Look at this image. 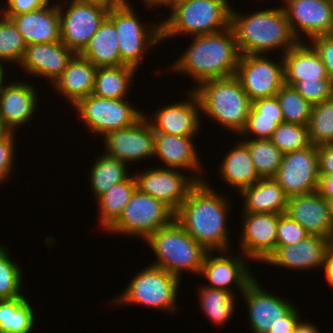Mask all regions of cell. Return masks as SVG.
<instances>
[{
  "mask_svg": "<svg viewBox=\"0 0 333 333\" xmlns=\"http://www.w3.org/2000/svg\"><path fill=\"white\" fill-rule=\"evenodd\" d=\"M207 183L198 182L189 191L175 219L207 251H227L232 247L227 224L232 203Z\"/></svg>",
  "mask_w": 333,
  "mask_h": 333,
  "instance_id": "1",
  "label": "cell"
},
{
  "mask_svg": "<svg viewBox=\"0 0 333 333\" xmlns=\"http://www.w3.org/2000/svg\"><path fill=\"white\" fill-rule=\"evenodd\" d=\"M191 44L168 70L192 78L197 88L201 83L236 74L240 52L231 27L205 35L192 36Z\"/></svg>",
  "mask_w": 333,
  "mask_h": 333,
  "instance_id": "2",
  "label": "cell"
},
{
  "mask_svg": "<svg viewBox=\"0 0 333 333\" xmlns=\"http://www.w3.org/2000/svg\"><path fill=\"white\" fill-rule=\"evenodd\" d=\"M230 27L233 30L240 55H271L282 57L300 41L292 31L282 5L241 14L231 8ZM278 50V51H277Z\"/></svg>",
  "mask_w": 333,
  "mask_h": 333,
  "instance_id": "3",
  "label": "cell"
},
{
  "mask_svg": "<svg viewBox=\"0 0 333 333\" xmlns=\"http://www.w3.org/2000/svg\"><path fill=\"white\" fill-rule=\"evenodd\" d=\"M197 94L201 114L215 123L240 134L244 129L252 101L246 94L239 79L234 75L226 78L211 79L194 89ZM206 115V116H205Z\"/></svg>",
  "mask_w": 333,
  "mask_h": 333,
  "instance_id": "4",
  "label": "cell"
},
{
  "mask_svg": "<svg viewBox=\"0 0 333 333\" xmlns=\"http://www.w3.org/2000/svg\"><path fill=\"white\" fill-rule=\"evenodd\" d=\"M228 0H184L168 9L161 21V42L177 35L184 37L215 33L230 27ZM186 34V35H185Z\"/></svg>",
  "mask_w": 333,
  "mask_h": 333,
  "instance_id": "5",
  "label": "cell"
},
{
  "mask_svg": "<svg viewBox=\"0 0 333 333\" xmlns=\"http://www.w3.org/2000/svg\"><path fill=\"white\" fill-rule=\"evenodd\" d=\"M143 242H147L157 259L150 264L174 274L179 279L184 272L199 276L208 252L176 219L151 233Z\"/></svg>",
  "mask_w": 333,
  "mask_h": 333,
  "instance_id": "6",
  "label": "cell"
},
{
  "mask_svg": "<svg viewBox=\"0 0 333 333\" xmlns=\"http://www.w3.org/2000/svg\"><path fill=\"white\" fill-rule=\"evenodd\" d=\"M129 1L121 0L110 6L107 18L117 30L121 61L139 70L148 51L161 44V21L152 25L140 21L139 14Z\"/></svg>",
  "mask_w": 333,
  "mask_h": 333,
  "instance_id": "7",
  "label": "cell"
},
{
  "mask_svg": "<svg viewBox=\"0 0 333 333\" xmlns=\"http://www.w3.org/2000/svg\"><path fill=\"white\" fill-rule=\"evenodd\" d=\"M131 278L121 294L109 303L122 306L142 305L145 308L158 309L170 314L179 310L177 296L181 279L174 274L149 264Z\"/></svg>",
  "mask_w": 333,
  "mask_h": 333,
  "instance_id": "8",
  "label": "cell"
},
{
  "mask_svg": "<svg viewBox=\"0 0 333 333\" xmlns=\"http://www.w3.org/2000/svg\"><path fill=\"white\" fill-rule=\"evenodd\" d=\"M174 219L175 213L167 205L136 188L122 214L105 233H113V236L124 234L145 240Z\"/></svg>",
  "mask_w": 333,
  "mask_h": 333,
  "instance_id": "9",
  "label": "cell"
},
{
  "mask_svg": "<svg viewBox=\"0 0 333 333\" xmlns=\"http://www.w3.org/2000/svg\"><path fill=\"white\" fill-rule=\"evenodd\" d=\"M126 99H108L91 94L82 98L74 108L89 133L103 137L108 132L133 125L144 115Z\"/></svg>",
  "mask_w": 333,
  "mask_h": 333,
  "instance_id": "10",
  "label": "cell"
},
{
  "mask_svg": "<svg viewBox=\"0 0 333 333\" xmlns=\"http://www.w3.org/2000/svg\"><path fill=\"white\" fill-rule=\"evenodd\" d=\"M61 1H57L60 13V40L75 54H80L107 17L110 6L97 2Z\"/></svg>",
  "mask_w": 333,
  "mask_h": 333,
  "instance_id": "11",
  "label": "cell"
},
{
  "mask_svg": "<svg viewBox=\"0 0 333 333\" xmlns=\"http://www.w3.org/2000/svg\"><path fill=\"white\" fill-rule=\"evenodd\" d=\"M241 296L247 304L248 323L252 333H269L281 322H300L302 319L293 302L268 292L257 277Z\"/></svg>",
  "mask_w": 333,
  "mask_h": 333,
  "instance_id": "12",
  "label": "cell"
},
{
  "mask_svg": "<svg viewBox=\"0 0 333 333\" xmlns=\"http://www.w3.org/2000/svg\"><path fill=\"white\" fill-rule=\"evenodd\" d=\"M269 55H241L235 76L251 101L276 96L284 85L283 58Z\"/></svg>",
  "mask_w": 333,
  "mask_h": 333,
  "instance_id": "13",
  "label": "cell"
},
{
  "mask_svg": "<svg viewBox=\"0 0 333 333\" xmlns=\"http://www.w3.org/2000/svg\"><path fill=\"white\" fill-rule=\"evenodd\" d=\"M134 174L136 188L162 201L174 213L187 198L189 191L198 183L192 176L179 169L152 166ZM188 175V176H187Z\"/></svg>",
  "mask_w": 333,
  "mask_h": 333,
  "instance_id": "14",
  "label": "cell"
},
{
  "mask_svg": "<svg viewBox=\"0 0 333 333\" xmlns=\"http://www.w3.org/2000/svg\"><path fill=\"white\" fill-rule=\"evenodd\" d=\"M273 179L288 197L318 191V147L311 144L304 149L285 153Z\"/></svg>",
  "mask_w": 333,
  "mask_h": 333,
  "instance_id": "15",
  "label": "cell"
},
{
  "mask_svg": "<svg viewBox=\"0 0 333 333\" xmlns=\"http://www.w3.org/2000/svg\"><path fill=\"white\" fill-rule=\"evenodd\" d=\"M227 251H208L204 258L199 277H203L207 283L203 286L234 292L232 285H236L239 293H243L247 286L256 278L250 270L249 261L242 253L234 255ZM243 255V256H242ZM238 256V257H237ZM245 257V258H244Z\"/></svg>",
  "mask_w": 333,
  "mask_h": 333,
  "instance_id": "16",
  "label": "cell"
},
{
  "mask_svg": "<svg viewBox=\"0 0 333 333\" xmlns=\"http://www.w3.org/2000/svg\"><path fill=\"white\" fill-rule=\"evenodd\" d=\"M104 152L127 165L154 158L155 132L143 115L133 125L106 133L102 138Z\"/></svg>",
  "mask_w": 333,
  "mask_h": 333,
  "instance_id": "17",
  "label": "cell"
},
{
  "mask_svg": "<svg viewBox=\"0 0 333 333\" xmlns=\"http://www.w3.org/2000/svg\"><path fill=\"white\" fill-rule=\"evenodd\" d=\"M281 1L285 3H282V7L293 33L300 42L333 34V0Z\"/></svg>",
  "mask_w": 333,
  "mask_h": 333,
  "instance_id": "18",
  "label": "cell"
},
{
  "mask_svg": "<svg viewBox=\"0 0 333 333\" xmlns=\"http://www.w3.org/2000/svg\"><path fill=\"white\" fill-rule=\"evenodd\" d=\"M239 246L245 257L264 263L275 251L277 224L281 214L243 212Z\"/></svg>",
  "mask_w": 333,
  "mask_h": 333,
  "instance_id": "19",
  "label": "cell"
},
{
  "mask_svg": "<svg viewBox=\"0 0 333 333\" xmlns=\"http://www.w3.org/2000/svg\"><path fill=\"white\" fill-rule=\"evenodd\" d=\"M186 95L189 96L187 98L189 100L183 99V101L160 106L151 117L144 114L147 119L149 118L148 121L155 133L197 137L202 127L200 119L203 117L200 116V101L192 89L186 91Z\"/></svg>",
  "mask_w": 333,
  "mask_h": 333,
  "instance_id": "20",
  "label": "cell"
},
{
  "mask_svg": "<svg viewBox=\"0 0 333 333\" xmlns=\"http://www.w3.org/2000/svg\"><path fill=\"white\" fill-rule=\"evenodd\" d=\"M6 80L0 85V119L8 131L16 132L36 114L38 90L28 81L16 80L6 84Z\"/></svg>",
  "mask_w": 333,
  "mask_h": 333,
  "instance_id": "21",
  "label": "cell"
},
{
  "mask_svg": "<svg viewBox=\"0 0 333 333\" xmlns=\"http://www.w3.org/2000/svg\"><path fill=\"white\" fill-rule=\"evenodd\" d=\"M331 244L324 237L308 235L297 244L276 247L264 264L295 271L321 270L325 268L326 254Z\"/></svg>",
  "mask_w": 333,
  "mask_h": 333,
  "instance_id": "22",
  "label": "cell"
},
{
  "mask_svg": "<svg viewBox=\"0 0 333 333\" xmlns=\"http://www.w3.org/2000/svg\"><path fill=\"white\" fill-rule=\"evenodd\" d=\"M195 136H177L166 133H155L154 158L163 162L161 168L187 170L197 182H204L201 175L203 163L196 151ZM200 157V158H199ZM166 166V167H165ZM201 172V173H199ZM192 173H194L192 175ZM196 173V174H195ZM197 175V176H196Z\"/></svg>",
  "mask_w": 333,
  "mask_h": 333,
  "instance_id": "23",
  "label": "cell"
},
{
  "mask_svg": "<svg viewBox=\"0 0 333 333\" xmlns=\"http://www.w3.org/2000/svg\"><path fill=\"white\" fill-rule=\"evenodd\" d=\"M75 55L61 40L52 43L27 45L18 66L33 77L50 80L52 83L63 73Z\"/></svg>",
  "mask_w": 333,
  "mask_h": 333,
  "instance_id": "24",
  "label": "cell"
},
{
  "mask_svg": "<svg viewBox=\"0 0 333 333\" xmlns=\"http://www.w3.org/2000/svg\"><path fill=\"white\" fill-rule=\"evenodd\" d=\"M286 214L300 223L309 235L324 237L333 243L328 201L318 191L289 197Z\"/></svg>",
  "mask_w": 333,
  "mask_h": 333,
  "instance_id": "25",
  "label": "cell"
},
{
  "mask_svg": "<svg viewBox=\"0 0 333 333\" xmlns=\"http://www.w3.org/2000/svg\"><path fill=\"white\" fill-rule=\"evenodd\" d=\"M10 19L27 45L60 41V13L57 1L52 0L48 5L14 15Z\"/></svg>",
  "mask_w": 333,
  "mask_h": 333,
  "instance_id": "26",
  "label": "cell"
},
{
  "mask_svg": "<svg viewBox=\"0 0 333 333\" xmlns=\"http://www.w3.org/2000/svg\"><path fill=\"white\" fill-rule=\"evenodd\" d=\"M96 71L97 67L88 59L75 54L51 86L74 107L82 98L93 94Z\"/></svg>",
  "mask_w": 333,
  "mask_h": 333,
  "instance_id": "27",
  "label": "cell"
},
{
  "mask_svg": "<svg viewBox=\"0 0 333 333\" xmlns=\"http://www.w3.org/2000/svg\"><path fill=\"white\" fill-rule=\"evenodd\" d=\"M284 84L293 86L302 80L330 79L317 52L310 43L299 42L283 56Z\"/></svg>",
  "mask_w": 333,
  "mask_h": 333,
  "instance_id": "28",
  "label": "cell"
},
{
  "mask_svg": "<svg viewBox=\"0 0 333 333\" xmlns=\"http://www.w3.org/2000/svg\"><path fill=\"white\" fill-rule=\"evenodd\" d=\"M243 198L242 212L284 214L289 197L273 178H261L239 192Z\"/></svg>",
  "mask_w": 333,
  "mask_h": 333,
  "instance_id": "29",
  "label": "cell"
},
{
  "mask_svg": "<svg viewBox=\"0 0 333 333\" xmlns=\"http://www.w3.org/2000/svg\"><path fill=\"white\" fill-rule=\"evenodd\" d=\"M233 146L225 153L218 169L221 180L239 193L242 189L258 182L261 177L256 171L247 145L239 139Z\"/></svg>",
  "mask_w": 333,
  "mask_h": 333,
  "instance_id": "30",
  "label": "cell"
},
{
  "mask_svg": "<svg viewBox=\"0 0 333 333\" xmlns=\"http://www.w3.org/2000/svg\"><path fill=\"white\" fill-rule=\"evenodd\" d=\"M282 122L284 117L276 96L256 99L252 101L246 125L239 136L242 139H271Z\"/></svg>",
  "mask_w": 333,
  "mask_h": 333,
  "instance_id": "31",
  "label": "cell"
},
{
  "mask_svg": "<svg viewBox=\"0 0 333 333\" xmlns=\"http://www.w3.org/2000/svg\"><path fill=\"white\" fill-rule=\"evenodd\" d=\"M80 55L97 68L125 65L120 59L117 30L107 17Z\"/></svg>",
  "mask_w": 333,
  "mask_h": 333,
  "instance_id": "32",
  "label": "cell"
},
{
  "mask_svg": "<svg viewBox=\"0 0 333 333\" xmlns=\"http://www.w3.org/2000/svg\"><path fill=\"white\" fill-rule=\"evenodd\" d=\"M136 71L128 65L97 68L93 94L108 99L128 98L133 78L138 73Z\"/></svg>",
  "mask_w": 333,
  "mask_h": 333,
  "instance_id": "33",
  "label": "cell"
},
{
  "mask_svg": "<svg viewBox=\"0 0 333 333\" xmlns=\"http://www.w3.org/2000/svg\"><path fill=\"white\" fill-rule=\"evenodd\" d=\"M132 175L115 184L96 199L99 212L97 221L99 220V226L104 232L119 218L136 190L134 173Z\"/></svg>",
  "mask_w": 333,
  "mask_h": 333,
  "instance_id": "34",
  "label": "cell"
},
{
  "mask_svg": "<svg viewBox=\"0 0 333 333\" xmlns=\"http://www.w3.org/2000/svg\"><path fill=\"white\" fill-rule=\"evenodd\" d=\"M27 297L0 300V333H31L35 311Z\"/></svg>",
  "mask_w": 333,
  "mask_h": 333,
  "instance_id": "35",
  "label": "cell"
},
{
  "mask_svg": "<svg viewBox=\"0 0 333 333\" xmlns=\"http://www.w3.org/2000/svg\"><path fill=\"white\" fill-rule=\"evenodd\" d=\"M90 169L91 190L94 198L106 193L115 184L125 180L130 174L127 164L116 157L100 153Z\"/></svg>",
  "mask_w": 333,
  "mask_h": 333,
  "instance_id": "36",
  "label": "cell"
},
{
  "mask_svg": "<svg viewBox=\"0 0 333 333\" xmlns=\"http://www.w3.org/2000/svg\"><path fill=\"white\" fill-rule=\"evenodd\" d=\"M197 299L200 309L207 316L212 325L225 326L231 320L235 312L236 295L221 289H213L199 285Z\"/></svg>",
  "mask_w": 333,
  "mask_h": 333,
  "instance_id": "37",
  "label": "cell"
},
{
  "mask_svg": "<svg viewBox=\"0 0 333 333\" xmlns=\"http://www.w3.org/2000/svg\"><path fill=\"white\" fill-rule=\"evenodd\" d=\"M248 147L253 164L261 178H273L284 153L270 139H241Z\"/></svg>",
  "mask_w": 333,
  "mask_h": 333,
  "instance_id": "38",
  "label": "cell"
},
{
  "mask_svg": "<svg viewBox=\"0 0 333 333\" xmlns=\"http://www.w3.org/2000/svg\"><path fill=\"white\" fill-rule=\"evenodd\" d=\"M311 144H333V98L313 104L307 125Z\"/></svg>",
  "mask_w": 333,
  "mask_h": 333,
  "instance_id": "39",
  "label": "cell"
},
{
  "mask_svg": "<svg viewBox=\"0 0 333 333\" xmlns=\"http://www.w3.org/2000/svg\"><path fill=\"white\" fill-rule=\"evenodd\" d=\"M276 97L283 113L284 122L308 125L313 105L299 94L293 86L284 84Z\"/></svg>",
  "mask_w": 333,
  "mask_h": 333,
  "instance_id": "40",
  "label": "cell"
},
{
  "mask_svg": "<svg viewBox=\"0 0 333 333\" xmlns=\"http://www.w3.org/2000/svg\"><path fill=\"white\" fill-rule=\"evenodd\" d=\"M6 245H0V300L26 297L23 295V271L10 257Z\"/></svg>",
  "mask_w": 333,
  "mask_h": 333,
  "instance_id": "41",
  "label": "cell"
},
{
  "mask_svg": "<svg viewBox=\"0 0 333 333\" xmlns=\"http://www.w3.org/2000/svg\"><path fill=\"white\" fill-rule=\"evenodd\" d=\"M27 44L16 25L3 16L0 20V64L19 65Z\"/></svg>",
  "mask_w": 333,
  "mask_h": 333,
  "instance_id": "42",
  "label": "cell"
},
{
  "mask_svg": "<svg viewBox=\"0 0 333 333\" xmlns=\"http://www.w3.org/2000/svg\"><path fill=\"white\" fill-rule=\"evenodd\" d=\"M270 140L284 154L311 145L307 126L290 122L280 123Z\"/></svg>",
  "mask_w": 333,
  "mask_h": 333,
  "instance_id": "43",
  "label": "cell"
},
{
  "mask_svg": "<svg viewBox=\"0 0 333 333\" xmlns=\"http://www.w3.org/2000/svg\"><path fill=\"white\" fill-rule=\"evenodd\" d=\"M294 89L312 105L333 98V82L330 79L302 80Z\"/></svg>",
  "mask_w": 333,
  "mask_h": 333,
  "instance_id": "44",
  "label": "cell"
},
{
  "mask_svg": "<svg viewBox=\"0 0 333 333\" xmlns=\"http://www.w3.org/2000/svg\"><path fill=\"white\" fill-rule=\"evenodd\" d=\"M308 235L309 233L300 223L294 221L286 213L281 214L277 224L276 247L297 244Z\"/></svg>",
  "mask_w": 333,
  "mask_h": 333,
  "instance_id": "45",
  "label": "cell"
},
{
  "mask_svg": "<svg viewBox=\"0 0 333 333\" xmlns=\"http://www.w3.org/2000/svg\"><path fill=\"white\" fill-rule=\"evenodd\" d=\"M16 132L8 131L0 138V184L8 181L10 176L13 175V168L16 156ZM15 140V141H14ZM16 144V145H14Z\"/></svg>",
  "mask_w": 333,
  "mask_h": 333,
  "instance_id": "46",
  "label": "cell"
},
{
  "mask_svg": "<svg viewBox=\"0 0 333 333\" xmlns=\"http://www.w3.org/2000/svg\"><path fill=\"white\" fill-rule=\"evenodd\" d=\"M310 45L319 55L326 67L328 77L333 82V34L313 37Z\"/></svg>",
  "mask_w": 333,
  "mask_h": 333,
  "instance_id": "47",
  "label": "cell"
},
{
  "mask_svg": "<svg viewBox=\"0 0 333 333\" xmlns=\"http://www.w3.org/2000/svg\"><path fill=\"white\" fill-rule=\"evenodd\" d=\"M52 0H6L3 8L4 17L11 18L14 15L27 13L48 5Z\"/></svg>",
  "mask_w": 333,
  "mask_h": 333,
  "instance_id": "48",
  "label": "cell"
},
{
  "mask_svg": "<svg viewBox=\"0 0 333 333\" xmlns=\"http://www.w3.org/2000/svg\"><path fill=\"white\" fill-rule=\"evenodd\" d=\"M319 174H333V144L318 146Z\"/></svg>",
  "mask_w": 333,
  "mask_h": 333,
  "instance_id": "49",
  "label": "cell"
},
{
  "mask_svg": "<svg viewBox=\"0 0 333 333\" xmlns=\"http://www.w3.org/2000/svg\"><path fill=\"white\" fill-rule=\"evenodd\" d=\"M318 192L326 200L333 199V174H319Z\"/></svg>",
  "mask_w": 333,
  "mask_h": 333,
  "instance_id": "50",
  "label": "cell"
},
{
  "mask_svg": "<svg viewBox=\"0 0 333 333\" xmlns=\"http://www.w3.org/2000/svg\"><path fill=\"white\" fill-rule=\"evenodd\" d=\"M326 282L333 287V243L328 248L326 254L325 268L323 270Z\"/></svg>",
  "mask_w": 333,
  "mask_h": 333,
  "instance_id": "51",
  "label": "cell"
},
{
  "mask_svg": "<svg viewBox=\"0 0 333 333\" xmlns=\"http://www.w3.org/2000/svg\"><path fill=\"white\" fill-rule=\"evenodd\" d=\"M299 322H281L272 328L269 333H294Z\"/></svg>",
  "mask_w": 333,
  "mask_h": 333,
  "instance_id": "52",
  "label": "cell"
},
{
  "mask_svg": "<svg viewBox=\"0 0 333 333\" xmlns=\"http://www.w3.org/2000/svg\"><path fill=\"white\" fill-rule=\"evenodd\" d=\"M315 324L311 322H304L302 319L300 322L297 324L294 333H319V328L318 326H314ZM321 333V332H320Z\"/></svg>",
  "mask_w": 333,
  "mask_h": 333,
  "instance_id": "53",
  "label": "cell"
},
{
  "mask_svg": "<svg viewBox=\"0 0 333 333\" xmlns=\"http://www.w3.org/2000/svg\"><path fill=\"white\" fill-rule=\"evenodd\" d=\"M140 1H142V3H144L143 4L144 6H147V10H148V8L150 10V8L152 9L153 7L161 8V6L162 7L165 6L167 8L172 5V0H140Z\"/></svg>",
  "mask_w": 333,
  "mask_h": 333,
  "instance_id": "54",
  "label": "cell"
},
{
  "mask_svg": "<svg viewBox=\"0 0 333 333\" xmlns=\"http://www.w3.org/2000/svg\"><path fill=\"white\" fill-rule=\"evenodd\" d=\"M77 1L97 2L105 6H113L119 3L121 0H77Z\"/></svg>",
  "mask_w": 333,
  "mask_h": 333,
  "instance_id": "55",
  "label": "cell"
},
{
  "mask_svg": "<svg viewBox=\"0 0 333 333\" xmlns=\"http://www.w3.org/2000/svg\"><path fill=\"white\" fill-rule=\"evenodd\" d=\"M5 67L3 65L0 64V85L2 83V81L6 78V69H4Z\"/></svg>",
  "mask_w": 333,
  "mask_h": 333,
  "instance_id": "56",
  "label": "cell"
},
{
  "mask_svg": "<svg viewBox=\"0 0 333 333\" xmlns=\"http://www.w3.org/2000/svg\"><path fill=\"white\" fill-rule=\"evenodd\" d=\"M327 201H328L331 220L333 222V199H328Z\"/></svg>",
  "mask_w": 333,
  "mask_h": 333,
  "instance_id": "57",
  "label": "cell"
},
{
  "mask_svg": "<svg viewBox=\"0 0 333 333\" xmlns=\"http://www.w3.org/2000/svg\"><path fill=\"white\" fill-rule=\"evenodd\" d=\"M7 132H8V130L4 127V125L2 124V121L0 119V138L2 136H4Z\"/></svg>",
  "mask_w": 333,
  "mask_h": 333,
  "instance_id": "58",
  "label": "cell"
},
{
  "mask_svg": "<svg viewBox=\"0 0 333 333\" xmlns=\"http://www.w3.org/2000/svg\"><path fill=\"white\" fill-rule=\"evenodd\" d=\"M1 9H0V20L3 18V16H4V11H3V7H0Z\"/></svg>",
  "mask_w": 333,
  "mask_h": 333,
  "instance_id": "59",
  "label": "cell"
},
{
  "mask_svg": "<svg viewBox=\"0 0 333 333\" xmlns=\"http://www.w3.org/2000/svg\"><path fill=\"white\" fill-rule=\"evenodd\" d=\"M180 1H184V0H172V5H174L175 3H178Z\"/></svg>",
  "mask_w": 333,
  "mask_h": 333,
  "instance_id": "60",
  "label": "cell"
}]
</instances>
